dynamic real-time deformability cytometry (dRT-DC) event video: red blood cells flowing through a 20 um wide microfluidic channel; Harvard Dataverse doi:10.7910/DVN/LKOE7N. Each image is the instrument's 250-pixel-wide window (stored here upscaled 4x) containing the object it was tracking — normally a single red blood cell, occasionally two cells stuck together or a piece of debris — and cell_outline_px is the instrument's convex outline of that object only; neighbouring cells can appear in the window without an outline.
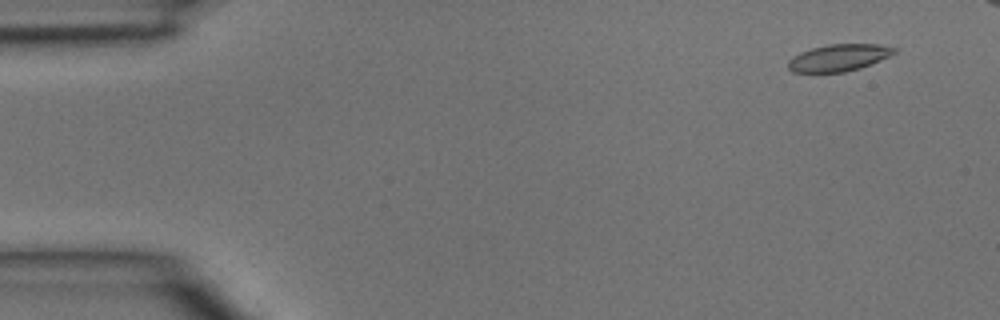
{"species": "common noctule bat (a hibernating species)", "species_latin": "Nyctalus noctula", "temperature_condition": "room temperature", "stored_images_in_passage": 4, "camera_frame_rate_fps": 3000, "um_per_image_px": 0.085, "animal": {"sex": "male", "body_mass_g": 15.6}, "frame": {"image": 1, "passage_image": 1, "time_ms": 0.0, "image_size_px": [1000, 320], "cell_outline_px": [[896, 52], [880, 60], [860, 68], [844, 72], [792, 72], [788, 68], [788, 60], [792, 56], [800, 52], [812, 48], [828, 44], [876, 44], [896, 48]], "centroid_in_image_um": [71.25, 4.9], "position_along_channel_um": 13.7, "area_um2": 16.53}}